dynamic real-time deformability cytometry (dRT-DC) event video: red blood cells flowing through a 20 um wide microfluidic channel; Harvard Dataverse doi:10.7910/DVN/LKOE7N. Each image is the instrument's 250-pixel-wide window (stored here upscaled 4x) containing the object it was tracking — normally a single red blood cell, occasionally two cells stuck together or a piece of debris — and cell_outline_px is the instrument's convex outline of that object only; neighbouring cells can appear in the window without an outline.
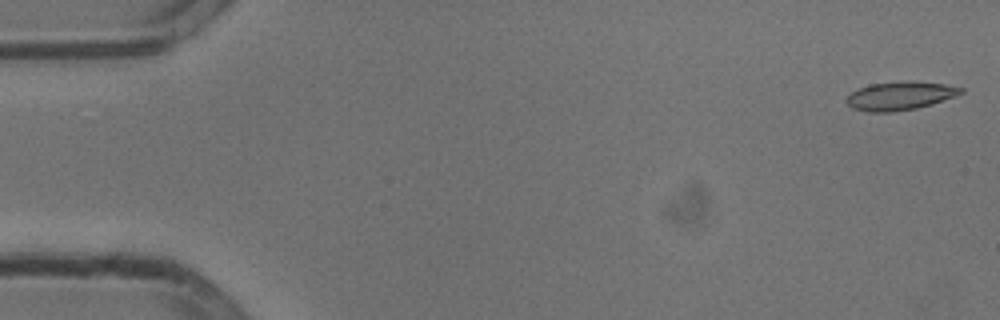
{"species": "common noctule bat (a hibernating species)", "species_latin": "Nyctalus noctula", "temperature_condition": "cold", "stored_images_in_passage": 53, "camera_frame_rate_fps": 3000, "um_per_image_px": 0.085, "animal": {"sex": "male", "body_mass_g": 13.3}, "frame": {"image": 1, "passage_image": 1, "time_ms": 0.0, "image_size_px": [1000, 320], "cell_outline_px": [[964, 92], [932, 104], [916, 108], [892, 112], [868, 112], [852, 108], [844, 100], [852, 92], [860, 88], [872, 84], [944, 84], [964, 88]], "centroid_in_image_um": [76.45, 8.21], "position_along_channel_um": 8.5, "area_um2": 17.8}}
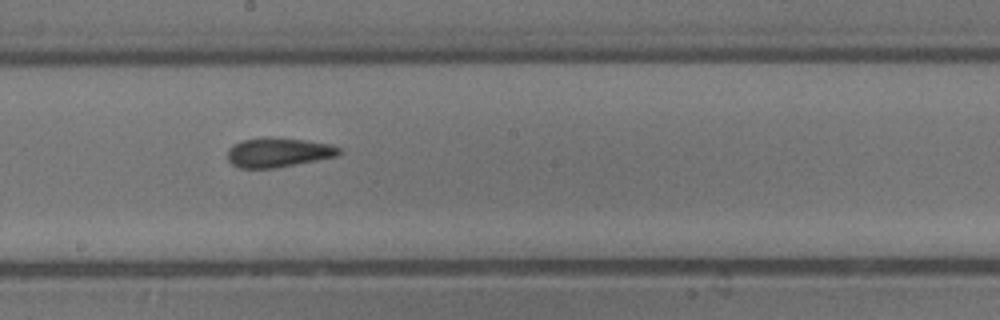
{"frame": {"image": 2, "passage_image": 29, "time_ms": 9.333, "image_size_px": [1000, 320], "cell_outline_px": [[340, 156], [276, 168], [240, 168], [232, 164], [228, 160], [228, 148], [232, 144], [240, 140], [304, 140], [332, 144], [340, 148]], "centroid_in_image_um": [23.68, 13.0], "position_along_channel_um": 224.5, "area_um2": 18.55}}
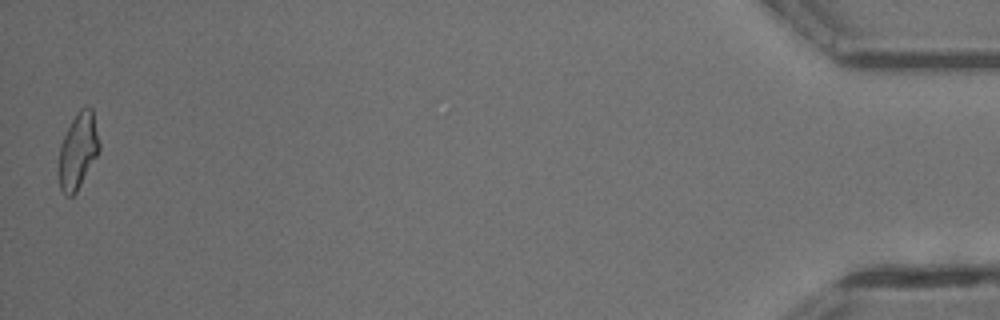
{"frame": {"image": 3, "passage_image": 53, "time_ms": 17.333, "image_size_px": [1000, 320], "cell_outline_px": [[100, 148], [96, 156], [76, 192], [72, 196], [64, 196], [60, 188], [56, 172], [60, 144], [76, 112], [84, 104], [88, 104], [92, 108], [100, 144]], "centroid_in_image_um": [6.59, 12.81], "position_along_channel_um": 428.6, "area_um2": 18.26}, "authors_computed_cell_mechanics": {"area_um2": 18.5538, "velocity_mm_per_s": 3.7894, "shape_relaxation_time_tau1_ms": 7.3148, "shape_relaxation_time_tau2_ms": 2.2632, "deformation_change_tau1": 0.1736, "deformation_change_tau2": 0.0991}}